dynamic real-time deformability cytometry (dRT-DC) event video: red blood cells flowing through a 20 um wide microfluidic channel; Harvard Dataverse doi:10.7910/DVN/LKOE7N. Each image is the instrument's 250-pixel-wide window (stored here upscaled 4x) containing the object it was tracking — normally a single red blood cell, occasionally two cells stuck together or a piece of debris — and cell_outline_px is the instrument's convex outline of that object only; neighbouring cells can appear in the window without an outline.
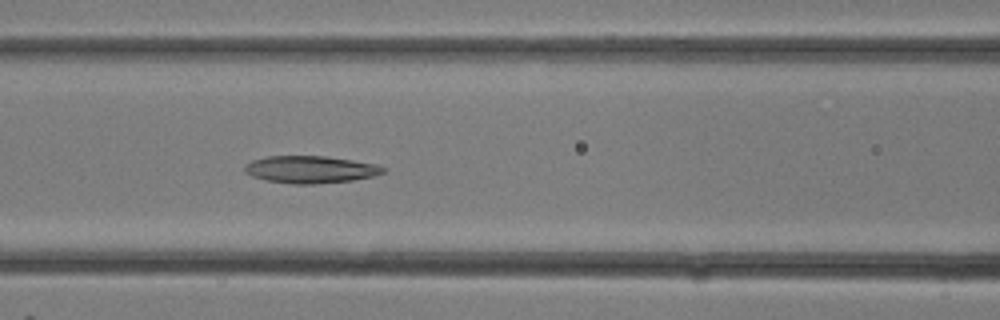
{"species": "common noctule bat (a hibernating species)", "species_latin": "Nyctalus noctula", "temperature_condition": "room temperature", "stored_images_in_passage": 11, "camera_frame_rate_fps": 3000, "um_per_image_px": 0.085, "animal": {"sex": "female"}, "frame": {"image": 1, "passage_image": 11, "time_ms": 3.333, "image_size_px": [1000, 320], "cell_outline_px": [[388, 172], [372, 176], [352, 180], [312, 184], [292, 184], [268, 180], [252, 176], [244, 172], [244, 164], [252, 160], [268, 156], [324, 156], [352, 160], [376, 164], [388, 168]], "centroid_in_image_um": [26.4, 14.4], "position_along_channel_um": 140.2, "area_um2": 22.02}}